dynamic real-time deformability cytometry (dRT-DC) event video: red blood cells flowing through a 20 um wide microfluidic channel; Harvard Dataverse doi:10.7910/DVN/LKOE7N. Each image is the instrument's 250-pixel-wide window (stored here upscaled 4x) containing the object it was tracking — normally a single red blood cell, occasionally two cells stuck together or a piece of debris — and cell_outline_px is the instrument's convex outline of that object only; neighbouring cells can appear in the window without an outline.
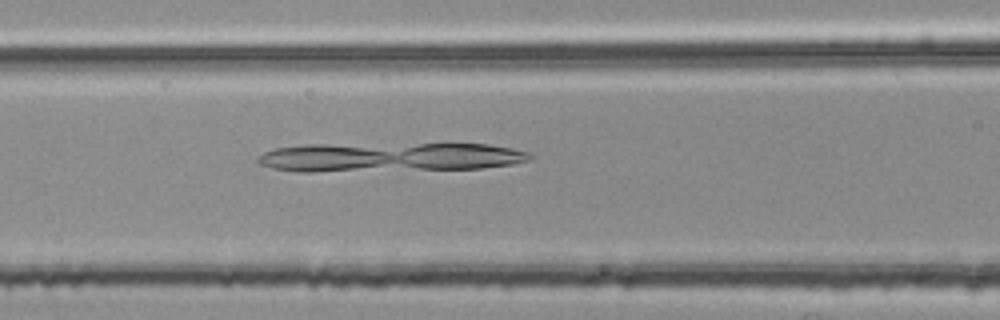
{"species": "common noctule bat (a hibernating species)", "species_latin": "Nyctalus noctula", "temperature_condition": "room temperature", "stored_images_in_passage": 45, "camera_frame_rate_fps": 3000, "um_per_image_px": 0.085, "animal": {"sex": "female", "body_mass_g": 25.1}, "frame": {"image": 1, "passage_image": 14, "time_ms": 4.333, "image_size_px": [1000, 320], "cell_outline_px": [[532, 156], [528, 160], [512, 164], [480, 168], [312, 172], [296, 172], [272, 168], [260, 164], [256, 160], [264, 152], [276, 148], [304, 144], [488, 144], [512, 148], [528, 152]], "centroid_in_image_um": [33.06, 13.35], "position_along_channel_um": 133.5, "area_um2": 46.36}}
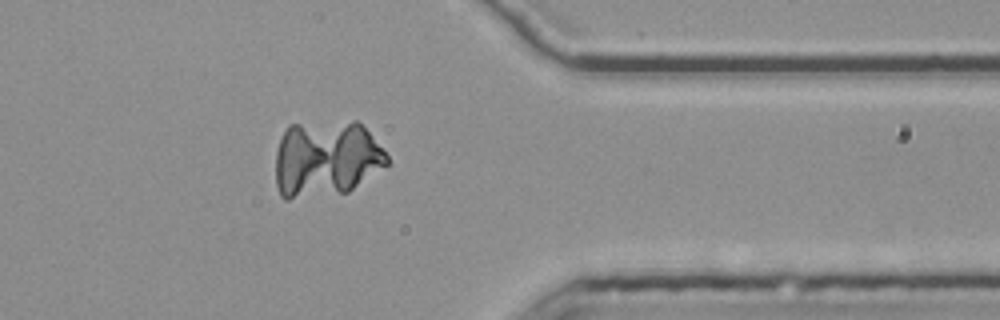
{"frame": {"image": 2, "passage_image": 35, "time_ms": 11.333, "image_size_px": [1000, 320], "cell_outline_px": [[388, 164], [348, 192], [288, 200], [284, 200], [280, 196], [276, 184], [276, 152], [280, 140], [288, 124], [352, 120], [356, 120], [368, 132], [388, 156]], "centroid_in_image_um": [27.68, 13.5], "position_along_channel_um": 383.7, "area_um2": 49.94}}
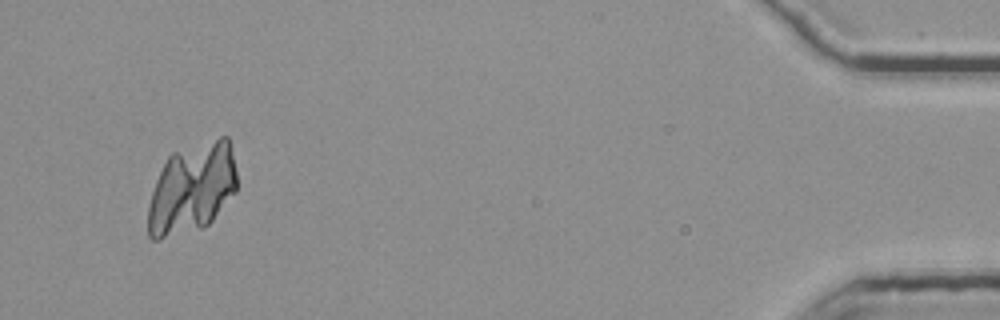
{"frame": {"image": 3, "passage_image": 43, "time_ms": 14.0, "image_size_px": [1000, 320], "cell_outline_px": [[236, 192], [212, 220], [204, 228], [160, 240], [152, 240], [148, 236], [148, 204], [156, 180], [168, 156], [172, 152], [220, 136], [228, 136], [232, 152], [236, 172]], "centroid_in_image_um": [16.3, 16.03], "position_along_channel_um": 418.9, "area_um2": 47.05}}